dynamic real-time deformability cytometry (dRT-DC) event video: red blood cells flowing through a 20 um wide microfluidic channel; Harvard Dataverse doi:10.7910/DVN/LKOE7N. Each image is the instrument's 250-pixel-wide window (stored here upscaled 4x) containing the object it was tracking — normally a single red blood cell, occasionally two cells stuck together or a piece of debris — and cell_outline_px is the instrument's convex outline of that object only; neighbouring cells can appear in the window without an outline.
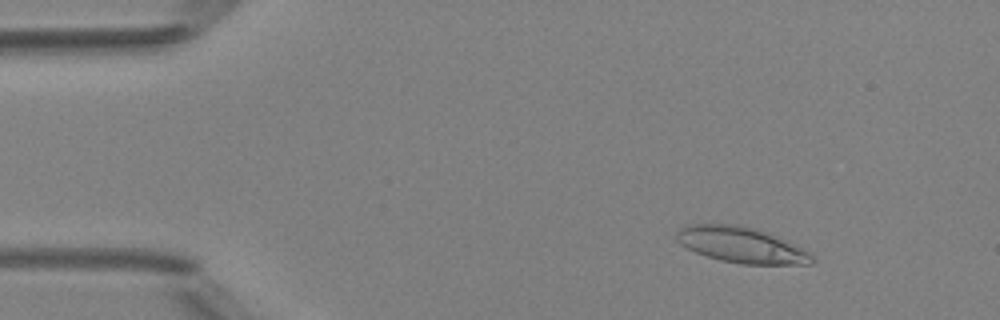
{"species": "Egyptian fruit bat (a non-hibernating species)", "species_latin": "Rousettus aegyptiacus", "temperature_condition": "room temperature", "stored_images_in_passage": 5, "camera_frame_rate_fps": 3000, "um_per_image_px": 0.085, "animal": {"sex": "female"}, "frame": {"image": 1, "passage_image": 2, "time_ms": 1.333, "image_size_px": [1000, 320], "cell_outline_px": [[816, 260], [812, 264], [740, 264], [720, 260], [696, 252], [680, 244], [676, 240], [676, 232], [680, 228], [688, 224], [736, 224], [756, 228], [804, 248]], "centroid_in_image_um": [63.01, 20.81], "position_along_channel_um": 22.0, "area_um2": 28.21}}